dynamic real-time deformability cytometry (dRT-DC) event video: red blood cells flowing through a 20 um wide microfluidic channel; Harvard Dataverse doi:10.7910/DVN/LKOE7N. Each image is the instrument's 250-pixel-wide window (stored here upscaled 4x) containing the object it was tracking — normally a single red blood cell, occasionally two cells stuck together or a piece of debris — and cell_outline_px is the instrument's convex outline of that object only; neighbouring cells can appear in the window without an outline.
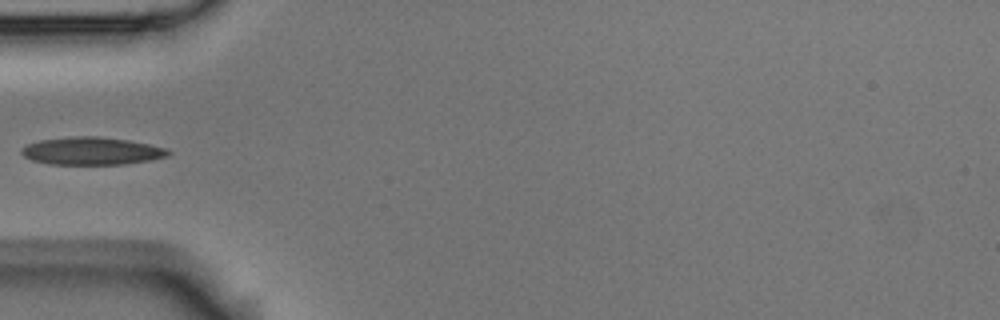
{"species": "Egyptian fruit bat (a non-hibernating species)", "species_latin": "Rousettus aegyptiacus", "temperature_condition": "room temperature", "stored_images_in_passage": 3, "camera_frame_rate_fps": 3000, "um_per_image_px": 0.085, "animal": {"sex": "male"}, "frame": {"image": 1, "passage_image": 3, "time_ms": 0.667, "image_size_px": [1000, 320], "cell_outline_px": [[172, 152], [168, 156], [152, 160], [124, 164], [48, 164], [32, 160], [24, 156], [20, 152], [20, 148], [28, 144], [40, 140], [76, 136], [100, 136], [128, 140], [148, 144], [164, 148]], "centroid_in_image_um": [7.79, 12.83], "position_along_channel_um": 77.2, "area_um2": 23.64}}